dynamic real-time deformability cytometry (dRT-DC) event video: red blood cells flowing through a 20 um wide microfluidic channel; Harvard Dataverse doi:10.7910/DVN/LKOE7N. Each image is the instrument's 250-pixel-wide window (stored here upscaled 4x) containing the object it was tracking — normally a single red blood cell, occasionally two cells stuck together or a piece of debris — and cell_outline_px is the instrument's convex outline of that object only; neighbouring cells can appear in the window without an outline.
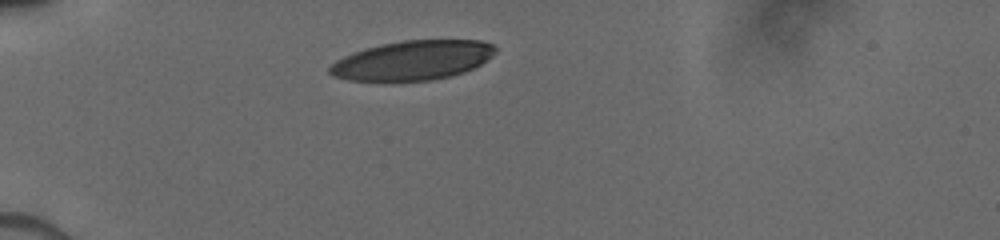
{"species": "human", "species_latin": "Homo sapiens", "temperature_condition": "cold", "stored_images_in_passage": 5, "camera_frame_rate_fps": 3000, "um_per_image_px": 0.085, "donor": {"sex": "male"}, "frame": {"image": 1, "passage_image": 1, "time_ms": 0.0, "image_size_px": [1000, 240], "cell_outline_px": [[496, 52], [492, 56], [480, 64], [464, 72], [432, 80], [380, 84], [348, 80], [332, 76], [328, 72], [328, 68], [336, 60], [344, 56], [368, 48], [384, 44], [404, 40], [480, 40], [492, 44], [496, 48]], "centroid_in_image_um": [35.01, 5.18], "position_along_channel_um": 50.0, "area_um2": 38.73}}